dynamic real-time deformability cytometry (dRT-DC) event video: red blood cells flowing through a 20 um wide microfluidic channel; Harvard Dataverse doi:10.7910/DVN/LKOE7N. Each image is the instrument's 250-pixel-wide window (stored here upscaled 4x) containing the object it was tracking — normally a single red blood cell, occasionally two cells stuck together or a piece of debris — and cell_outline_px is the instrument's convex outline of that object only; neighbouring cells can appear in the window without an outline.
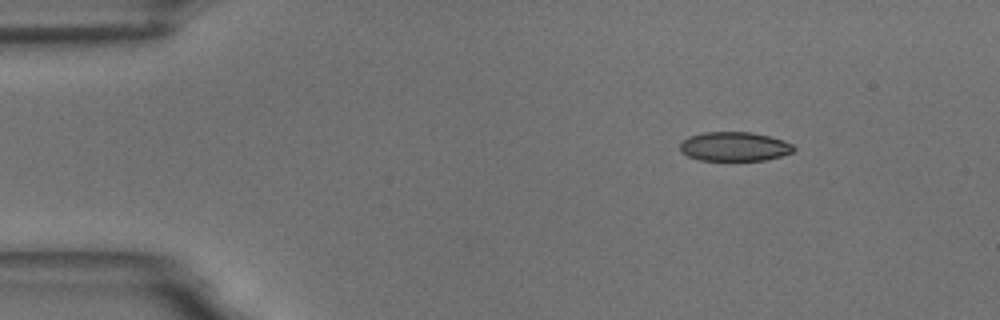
{"species": "common noctule bat (a hibernating species)", "species_latin": "Nyctalus noctula", "temperature_condition": "room temperature", "stored_images_in_passage": 50, "camera_frame_rate_fps": 3000, "um_per_image_px": 0.085, "animal": {"sex": "male", "body_mass_g": 18.8}, "frame": {"image": 1, "passage_image": 1, "time_ms": 0.0, "image_size_px": [1000, 320], "cell_outline_px": [[796, 148], [792, 152], [780, 156], [764, 160], [700, 160], [688, 156], [680, 152], [680, 144], [688, 136], [704, 132], [752, 132], [784, 140], [792, 144]], "centroid_in_image_um": [62.41, 12.45], "position_along_channel_um": 22.6, "area_um2": 19.31}}
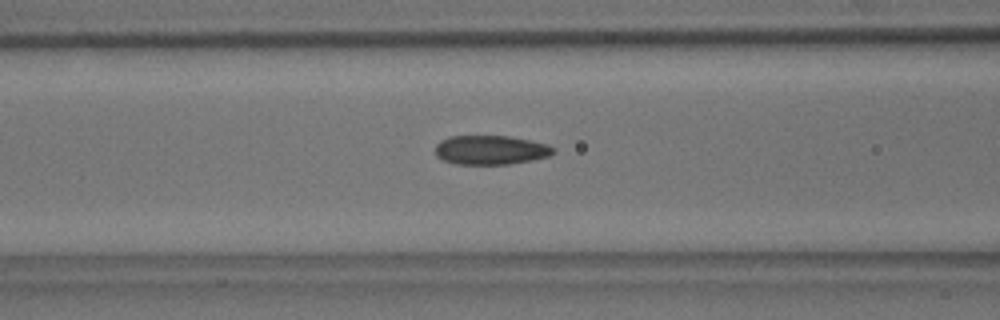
{"frame": {"image": 2, "passage_image": 16, "time_ms": 5.0, "image_size_px": [1000, 320], "cell_outline_px": [[556, 152], [548, 156], [532, 160], [508, 164], [456, 164], [444, 160], [436, 156], [436, 144], [440, 140], [448, 136], [512, 136], [548, 144], [556, 148]], "centroid_in_image_um": [41.73, 12.74], "position_along_channel_um": 124.9, "area_um2": 20.23}}
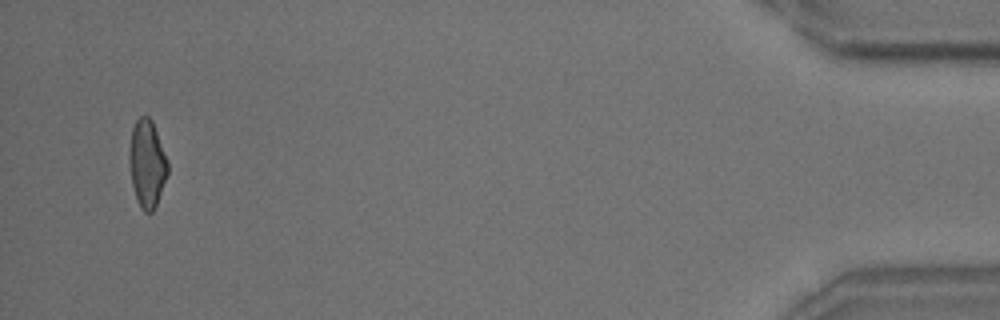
{"frame": {"image": 3, "passage_image": 48, "time_ms": 15.667, "image_size_px": [1000, 320], "cell_outline_px": [[168, 172], [156, 204], [152, 212], [144, 212], [140, 208], [136, 200], [132, 184], [128, 160], [128, 152], [132, 128], [136, 120], [140, 116], [148, 116], [152, 120], [168, 160]], "centroid_in_image_um": [12.48, 13.89], "position_along_channel_um": 422.7, "area_um2": 19.71}, "authors_computed_cell_mechanics": {"area_um2": 19.941, "velocity_mm_per_s": 3.5538, "shape_relaxation_time_tau1_ms": 9.531, "shape_relaxation_time_tau2_ms": 1.8826, "deformation_change_tau1": 0.1963, "deformation_change_tau2": 0.079}}